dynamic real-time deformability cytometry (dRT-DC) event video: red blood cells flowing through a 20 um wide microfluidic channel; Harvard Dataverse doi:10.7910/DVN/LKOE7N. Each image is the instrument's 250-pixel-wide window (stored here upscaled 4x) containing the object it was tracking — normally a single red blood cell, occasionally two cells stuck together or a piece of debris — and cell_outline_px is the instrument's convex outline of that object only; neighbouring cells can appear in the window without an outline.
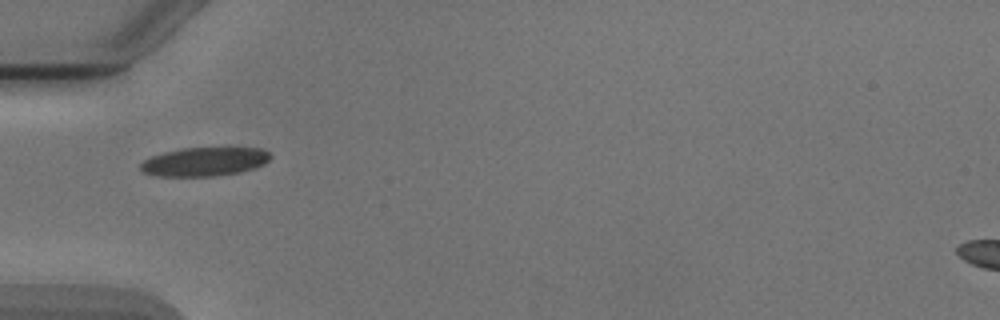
{"species": "Egyptian fruit bat (a non-hibernating species)", "species_latin": "Rousettus aegyptiacus", "temperature_condition": "cold", "stored_images_in_passage": 2, "camera_frame_rate_fps": 3000, "um_per_image_px": 0.085, "animal": {"sex": "male"}, "frame": {"image": 1, "passage_image": 1, "time_ms": 0.0, "image_size_px": [1000, 320], "cell_outline_px": [[272, 156], [264, 164], [252, 168], [236, 172], [212, 176], [156, 176], [144, 172], [140, 168], [140, 164], [144, 160], [152, 156], [164, 152], [180, 148], [260, 148], [268, 152]], "centroid_in_image_um": [17.35, 13.73], "position_along_channel_um": 67.7, "area_um2": 21.5}}